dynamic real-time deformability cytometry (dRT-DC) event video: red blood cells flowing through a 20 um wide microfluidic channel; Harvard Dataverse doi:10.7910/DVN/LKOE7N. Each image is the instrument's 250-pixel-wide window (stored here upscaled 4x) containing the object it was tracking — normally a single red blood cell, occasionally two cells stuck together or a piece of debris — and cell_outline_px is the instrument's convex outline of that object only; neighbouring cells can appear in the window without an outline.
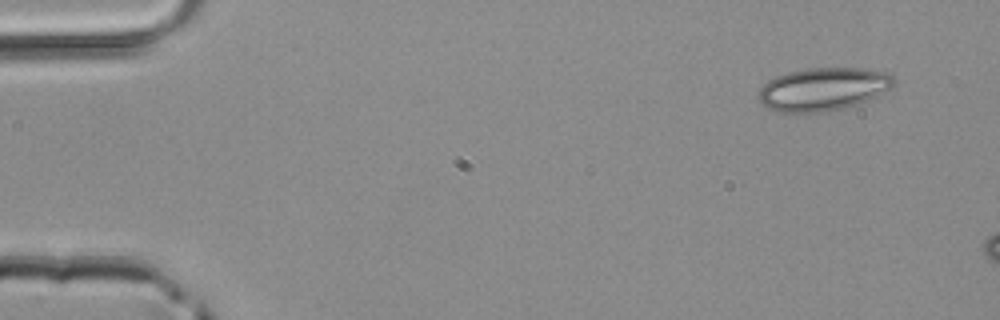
{"species": "common noctule bat (a hibernating species)", "species_latin": "Nyctalus noctula", "temperature_condition": "room temperature", "stored_images_in_passage": 3, "camera_frame_rate_fps": 3000, "um_per_image_px": 0.085, "animal": {"sex": "male", "body_mass_g": 20.4}, "frame": {"image": 1, "passage_image": 1, "time_ms": 0.0, "image_size_px": [1000, 320], "cell_outline_px": [[896, 84], [876, 96], [868, 100], [844, 108], [824, 112], [780, 112], [768, 108], [756, 96], [760, 88], [768, 80], [776, 76], [788, 72], [804, 68], [864, 68], [888, 72], [896, 80]], "centroid_in_image_um": [69.97, 7.56], "position_along_channel_um": 15.0, "area_um2": 34.04}}